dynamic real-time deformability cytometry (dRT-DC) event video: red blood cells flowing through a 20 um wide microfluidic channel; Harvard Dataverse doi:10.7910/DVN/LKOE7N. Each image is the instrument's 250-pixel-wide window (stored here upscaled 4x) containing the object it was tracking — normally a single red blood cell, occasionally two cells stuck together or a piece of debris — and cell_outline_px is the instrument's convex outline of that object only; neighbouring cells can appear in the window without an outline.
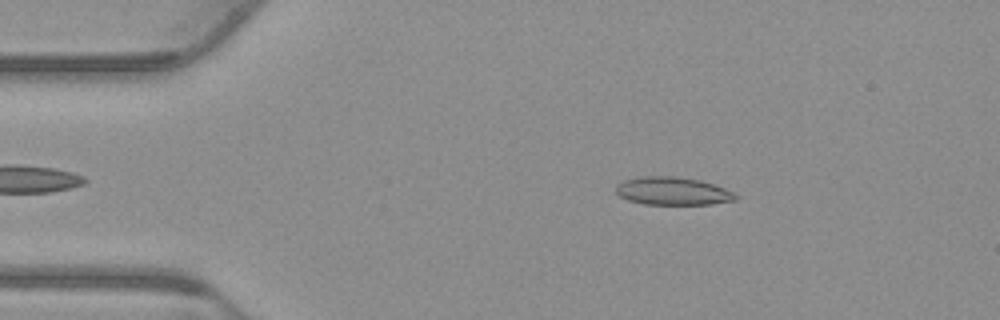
{"species": "common noctule bat (a hibernating species)", "species_latin": "Nyctalus noctula", "temperature_condition": "warm", "stored_images_in_passage": 53, "camera_frame_rate_fps": 3000, "um_per_image_px": 0.085, "animal": {"sex": "male", "body_mass_g": 23.1, "forearm_length_mm": 52.7}, "frame": {"image": 1, "passage_image": 8, "time_ms": 2.333, "image_size_px": [1000, 320], "cell_outline_px": [[740, 196], [736, 200], [712, 204], [644, 204], [628, 200], [620, 196], [616, 192], [616, 184], [624, 180], [644, 176], [676, 176], [700, 180], [724, 188]], "centroid_in_image_um": [57.18, 16.24], "position_along_channel_um": 27.8, "area_um2": 19.48}}
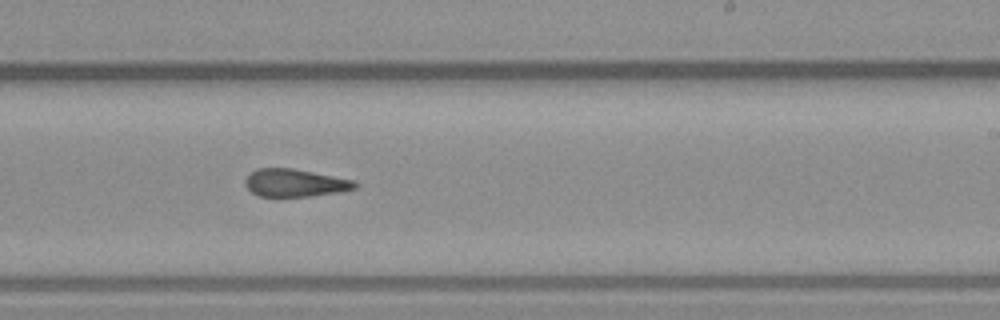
{"frame": {"image": 2, "passage_image": 31, "time_ms": 10.0, "image_size_px": [1000, 320], "cell_outline_px": [[360, 184], [356, 188], [340, 192], [308, 196], [260, 196], [252, 192], [244, 184], [244, 180], [256, 168], [292, 168], [356, 180]], "centroid_in_image_um": [25.11, 15.54], "position_along_channel_um": 263.9, "area_um2": 17.74}}
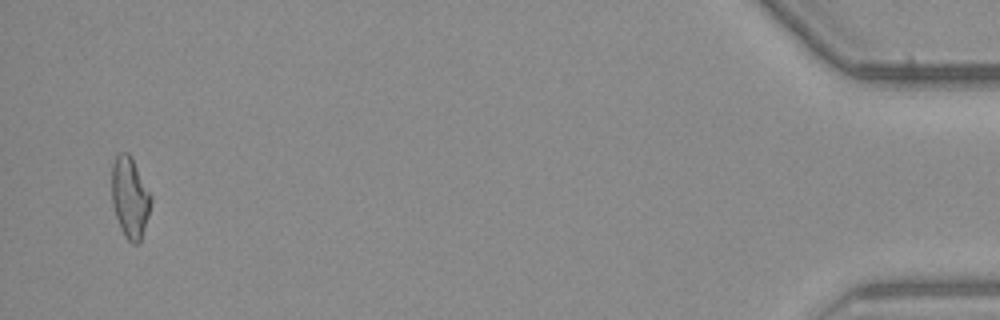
{"frame": {"image": 3, "passage_image": 51, "time_ms": 16.667, "image_size_px": [1000, 320], "cell_outline_px": [[152, 200], [148, 216], [140, 240], [136, 244], [132, 244], [124, 236], [120, 228], [112, 204], [112, 164], [116, 156], [120, 152], [128, 152], [132, 156], [152, 196]], "centroid_in_image_um": [11.04, 16.76], "position_along_channel_um": 424.2, "area_um2": 18.55}, "authors_computed_cell_mechanics": {"area_um2": 18.7272, "velocity_mm_per_s": 3.8042, "shape_relaxation_time_tau1_ms": null, "shape_relaxation_time_tau2_ms": 5.4334, "deformation_change_tau1": null, "deformation_change_tau2": 0.1429}}